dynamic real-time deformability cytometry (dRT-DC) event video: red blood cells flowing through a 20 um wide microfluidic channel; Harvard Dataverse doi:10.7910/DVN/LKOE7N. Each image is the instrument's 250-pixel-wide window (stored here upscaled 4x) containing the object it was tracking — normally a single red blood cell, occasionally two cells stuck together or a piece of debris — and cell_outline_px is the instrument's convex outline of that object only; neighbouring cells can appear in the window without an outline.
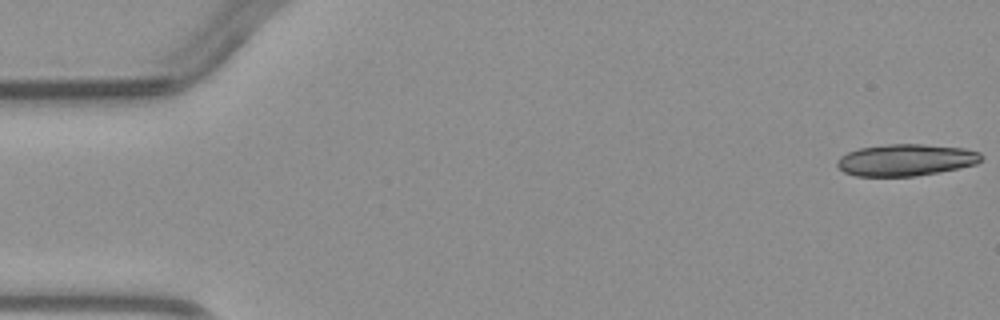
{"species": "common noctule bat (a hibernating species)", "species_latin": "Nyctalus noctula", "temperature_condition": "warm", "stored_images_in_passage": 5, "camera_frame_rate_fps": 3000, "um_per_image_px": 0.085, "animal": {"sex": "male", "body_mass_g": 23.1, "forearm_length_mm": 52.7}, "frame": {"image": 1, "passage_image": 1, "time_ms": 0.0, "image_size_px": [1000, 320], "cell_outline_px": [[984, 156], [976, 164], [960, 168], [916, 176], [856, 176], [844, 172], [836, 164], [840, 156], [848, 152], [860, 148], [888, 144], [920, 144], [964, 148], [980, 152]], "centroid_in_image_um": [77.01, 13.6], "position_along_channel_um": 8.0, "area_um2": 26.65}}
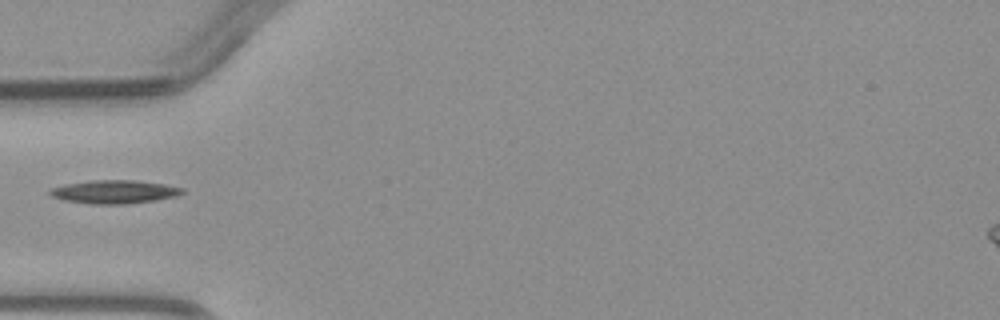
{"frame": {"image": 2, "passage_image": 5, "time_ms": 5.0, "image_size_px": [1000, 320], "cell_outline_px": [[184, 192], [176, 196], [156, 200], [124, 204], [92, 204], [64, 200], [52, 196], [48, 192], [52, 188], [64, 184], [92, 180], [136, 180], [164, 184], [184, 188]], "centroid_in_image_um": [9.73, 16.3], "position_along_channel_um": 75.3, "area_um2": 17.98}}